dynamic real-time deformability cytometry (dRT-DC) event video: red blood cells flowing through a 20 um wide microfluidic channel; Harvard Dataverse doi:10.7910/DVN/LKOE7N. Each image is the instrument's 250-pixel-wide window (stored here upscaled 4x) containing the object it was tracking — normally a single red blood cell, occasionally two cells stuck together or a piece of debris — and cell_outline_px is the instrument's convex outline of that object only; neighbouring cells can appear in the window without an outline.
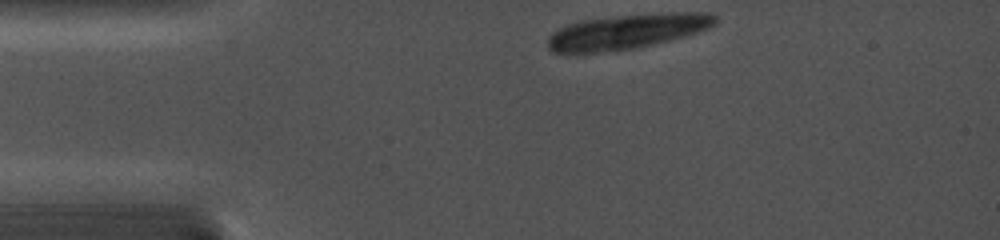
{"species": "common noctule bat (a hibernating species)", "species_latin": "Nyctalus noctula", "temperature_condition": "cold", "stored_images_in_passage": 1, "camera_frame_rate_fps": 5000, "um_per_image_px": 0.085, "animal": {"sex": "female", "body_mass_g": 19.0, "forearm_length_mm": 56.7}, "frame": {"image": 1, "passage_image": 1, "time_ms": 0.0, "image_size_px": [1000, 240], "cell_outline_px": [[720, 20], [716, 24], [708, 28], [684, 36], [636, 48], [596, 52], [552, 52], [548, 48], [548, 36], [552, 32], [568, 24], [580, 20], [620, 16], [668, 12], [708, 12], [716, 16]], "centroid_in_image_um": [53.33, 2.66], "position_along_channel_um": 31.7, "area_um2": 33.7}}